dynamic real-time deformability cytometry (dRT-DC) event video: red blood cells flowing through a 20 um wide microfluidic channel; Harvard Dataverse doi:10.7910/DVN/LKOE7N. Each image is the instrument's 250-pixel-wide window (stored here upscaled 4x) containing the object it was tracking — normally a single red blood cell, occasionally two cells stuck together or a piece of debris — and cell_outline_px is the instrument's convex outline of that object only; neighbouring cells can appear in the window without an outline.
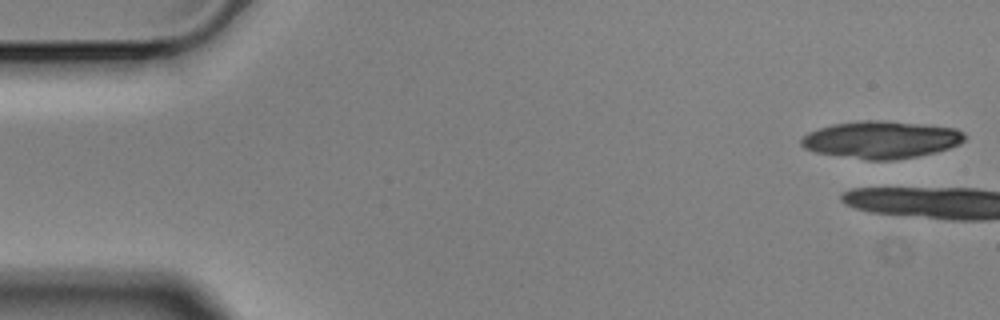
{"species": "Egyptian fruit bat (a non-hibernating species)", "species_latin": "Rousettus aegyptiacus", "temperature_condition": "cold", "stored_images_in_passage": 6, "camera_frame_rate_fps": 3000, "um_per_image_px": 0.085, "animal": {"sex": "male"}, "frame": {"image": 1, "passage_image": 1, "time_ms": 0.0, "image_size_px": [1000, 320], "cell_outline_px": [[964, 140], [960, 144], [936, 152], [916, 156], [892, 160], [868, 160], [816, 152], [804, 148], [800, 144], [800, 140], [808, 132], [832, 124], [864, 120], [876, 120], [924, 124], [956, 128], [964, 132]], "centroid_in_image_um": [74.9, 11.87], "position_along_channel_um": 10.1, "area_um2": 35.37}}